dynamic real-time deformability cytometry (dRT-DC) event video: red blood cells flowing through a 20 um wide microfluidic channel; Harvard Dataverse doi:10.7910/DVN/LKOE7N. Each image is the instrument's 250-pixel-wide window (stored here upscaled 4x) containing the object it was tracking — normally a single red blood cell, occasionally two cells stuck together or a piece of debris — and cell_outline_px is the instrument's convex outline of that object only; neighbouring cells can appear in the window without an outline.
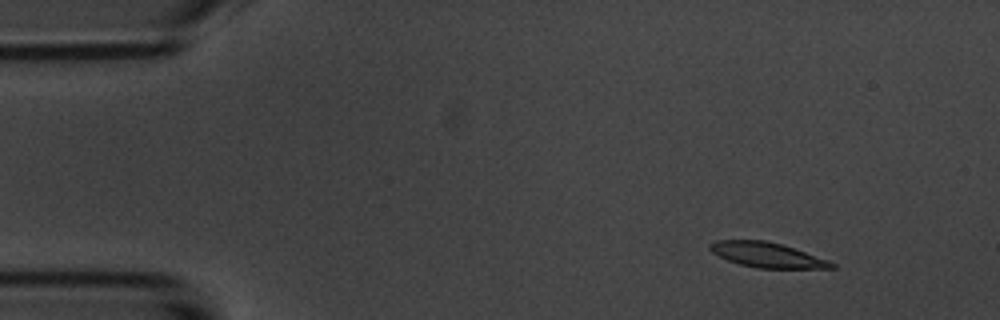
{"species": "common noctule bat (a hibernating species)", "species_latin": "Nyctalus noctula", "temperature_condition": "room temperature", "stored_images_in_passage": 6, "camera_frame_rate_fps": 3000, "um_per_image_px": 0.085, "animal": {"sex": "male", "body_mass_g": 20.1, "forearm_length_mm": 53.5}, "frame": {"image": 1, "passage_image": 1, "time_ms": 0.0, "image_size_px": [1000, 320], "cell_outline_px": [[836, 268], [756, 268], [740, 264], [728, 260], [712, 252], [708, 248], [708, 244], [716, 240], [764, 240], [780, 244], [828, 260], [836, 264]], "centroid_in_image_um": [65.17, 21.67], "position_along_channel_um": 19.8, "area_um2": 17.46}}
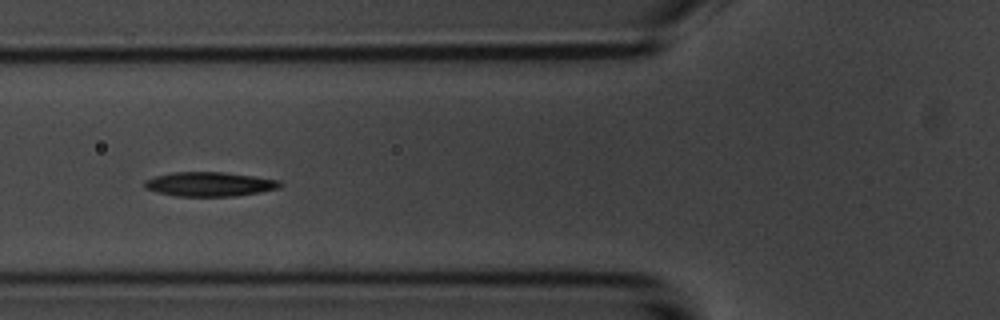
{"frame": {"image": 2, "passage_image": 5, "time_ms": 4.667, "image_size_px": [1000, 320], "cell_outline_px": [[284, 184], [280, 188], [260, 192], [236, 196], [176, 196], [144, 188], [144, 180], [156, 176], [172, 172], [224, 172], [280, 180]], "centroid_in_image_um": [17.84, 15.65], "position_along_channel_um": 108.0, "area_um2": 19.19}}
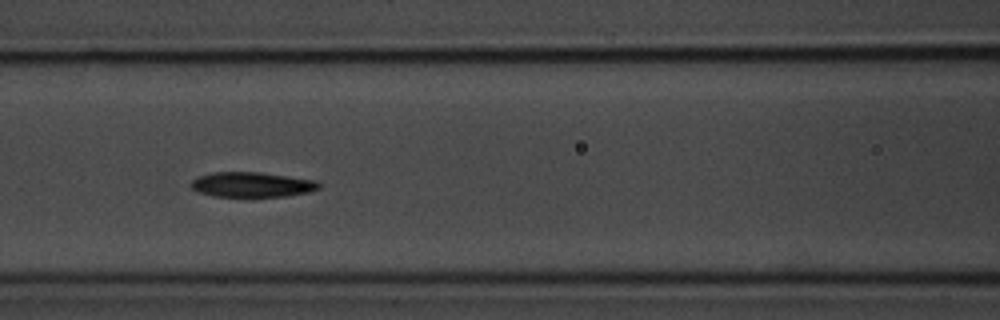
{"frame": {"image": 3, "passage_image": 6, "time_ms": 5.667, "image_size_px": [1000, 320], "cell_outline_px": [[320, 188], [308, 192], [284, 196], [212, 196], [196, 192], [188, 184], [196, 176], [212, 172], [260, 172], [316, 180], [320, 184]], "centroid_in_image_um": [21.35, 15.68], "position_along_channel_um": 145.3, "area_um2": 18.73}}